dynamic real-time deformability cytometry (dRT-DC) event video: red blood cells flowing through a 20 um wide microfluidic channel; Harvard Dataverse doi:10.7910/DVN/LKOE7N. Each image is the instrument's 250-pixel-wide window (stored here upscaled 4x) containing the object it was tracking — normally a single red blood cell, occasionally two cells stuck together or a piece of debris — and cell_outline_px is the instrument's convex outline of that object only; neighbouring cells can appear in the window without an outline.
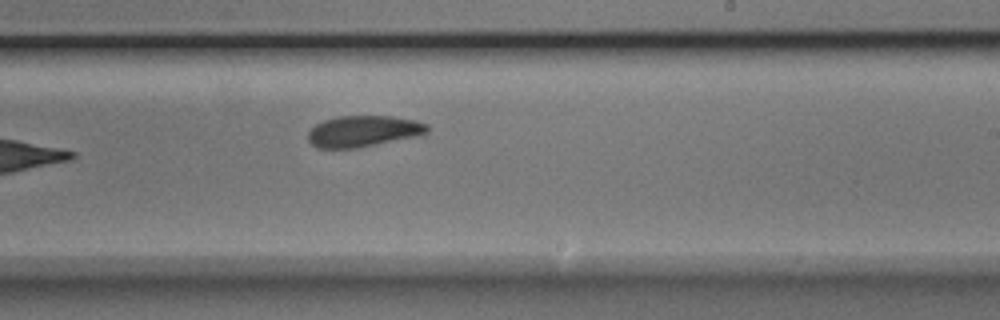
{"species": "Egyptian fruit bat (a non-hibernating species)", "species_latin": "Rousettus aegyptiacus", "temperature_condition": "room temperature", "stored_images_in_passage": 9, "camera_frame_rate_fps": 3000, "um_per_image_px": 0.085, "animal": {"sex": "male"}, "frame": {"image": 1, "passage_image": 9, "time_ms": 2.667, "image_size_px": [1000, 320], "cell_outline_px": [[428, 132], [420, 136], [356, 148], [316, 148], [308, 140], [308, 132], [316, 124], [324, 120], [336, 116], [392, 116], [416, 120], [428, 124]], "centroid_in_image_um": [30.9, 11.15], "position_along_channel_um": 258.1, "area_um2": 21.85}}